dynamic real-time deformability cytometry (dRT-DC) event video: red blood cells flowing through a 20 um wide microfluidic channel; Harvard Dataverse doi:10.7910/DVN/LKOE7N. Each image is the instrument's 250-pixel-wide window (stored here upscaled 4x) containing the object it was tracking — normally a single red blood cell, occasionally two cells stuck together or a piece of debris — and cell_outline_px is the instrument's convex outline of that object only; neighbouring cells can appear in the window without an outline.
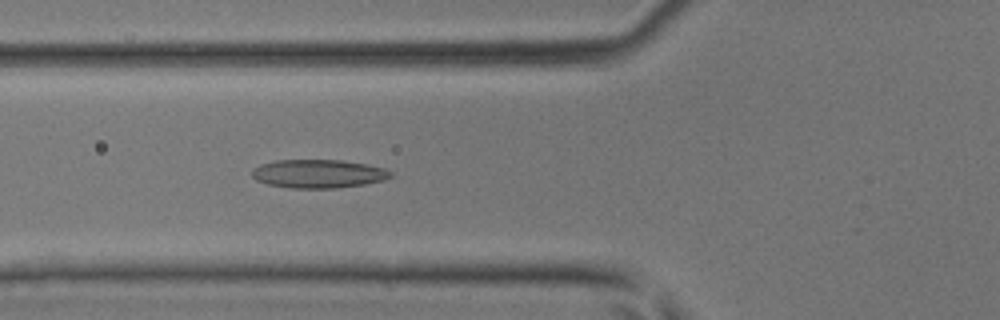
{"species": "common noctule bat (a hibernating species)", "species_latin": "Nyctalus noctula", "temperature_condition": "room temperature", "stored_images_in_passage": 32, "camera_frame_rate_fps": 3000, "um_per_image_px": 0.085, "animal": {"sex": "male", "body_mass_g": 17.9, "forearm_length_mm": 54.2}, "frame": {"image": 1, "passage_image": 9, "time_ms": 2.667, "image_size_px": [1000, 320], "cell_outline_px": [[392, 176], [384, 180], [364, 184], [336, 188], [288, 188], [268, 184], [256, 180], [252, 176], [252, 168], [260, 164], [276, 160], [340, 160], [368, 164], [384, 168], [392, 172]], "centroid_in_image_um": [27.05, 14.76], "position_along_channel_um": 98.8, "area_um2": 23.12}}
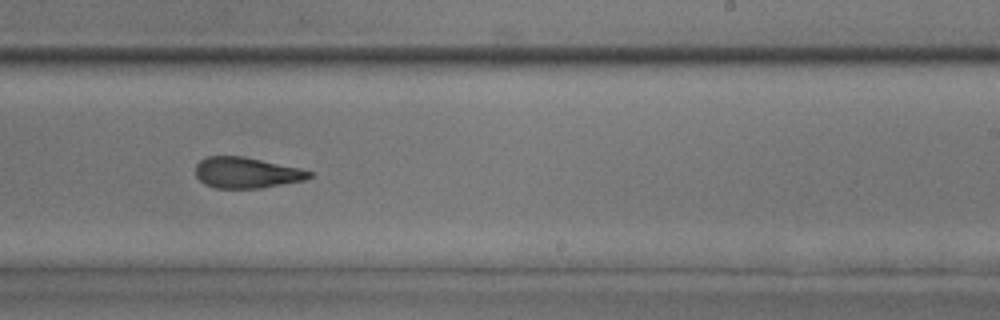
{"frame": {"image": 2, "passage_image": 20, "time_ms": 6.333, "image_size_px": [1000, 320], "cell_outline_px": [[312, 176], [304, 180], [260, 188], [216, 188], [204, 184], [196, 176], [196, 164], [200, 160], [208, 156], [244, 156], [300, 168], [312, 172]], "centroid_in_image_um": [20.94, 14.67], "position_along_channel_um": 268.1, "area_um2": 20.4}}
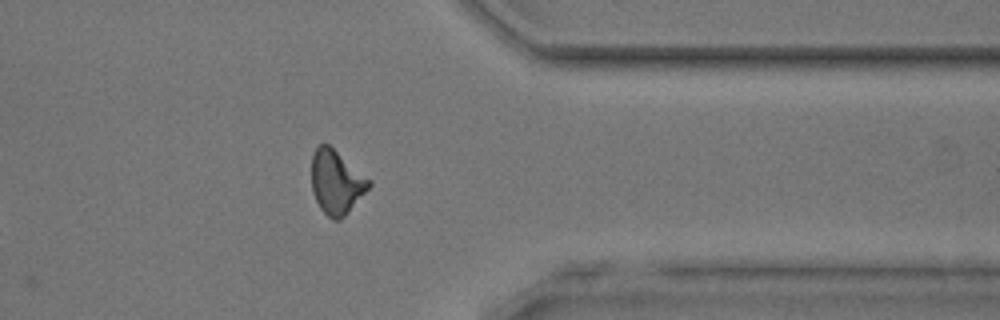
{"frame": {"image": 3, "passage_image": 28, "time_ms": 9.0, "image_size_px": [1000, 320], "cell_outline_px": [[372, 184], [348, 212], [340, 220], [332, 220], [320, 208], [312, 192], [312, 152], [320, 144], [328, 144], [372, 180]], "centroid_in_image_um": [28.59, 15.48], "position_along_channel_um": 382.8, "area_um2": 21.27}}